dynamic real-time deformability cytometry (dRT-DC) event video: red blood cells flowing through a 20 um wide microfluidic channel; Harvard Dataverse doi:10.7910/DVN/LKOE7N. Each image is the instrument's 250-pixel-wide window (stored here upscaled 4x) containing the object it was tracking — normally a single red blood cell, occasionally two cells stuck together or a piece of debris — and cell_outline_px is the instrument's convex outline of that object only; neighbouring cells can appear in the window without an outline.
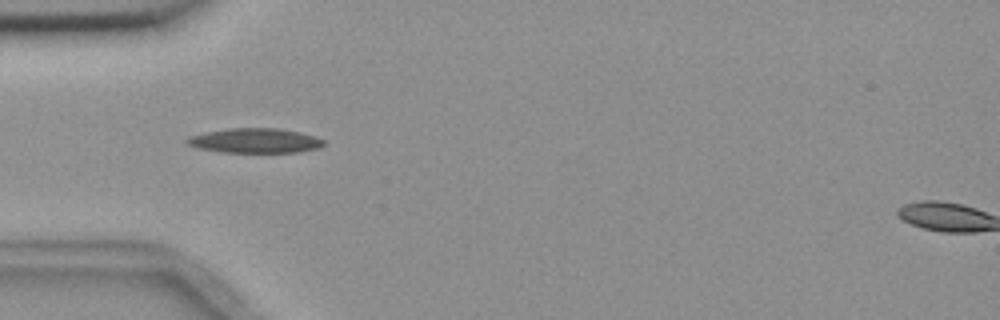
{"species": "common noctule bat (a hibernating species)", "species_latin": "Nyctalus noctula", "temperature_condition": "room temperature", "stored_images_in_passage": 8, "camera_frame_rate_fps": 3000, "um_per_image_px": 0.085, "animal": {"sex": "female", "body_mass_g": 18.4}, "frame": {"image": 1, "passage_image": 4, "time_ms": 4.667, "image_size_px": [1000, 320], "cell_outline_px": [[324, 144], [320, 148], [296, 152], [224, 152], [200, 148], [188, 144], [184, 140], [188, 136], [204, 132], [228, 128], [276, 128], [300, 132], [324, 140]], "centroid_in_image_um": [21.65, 11.95], "position_along_channel_um": 63.3, "area_um2": 19.54}}
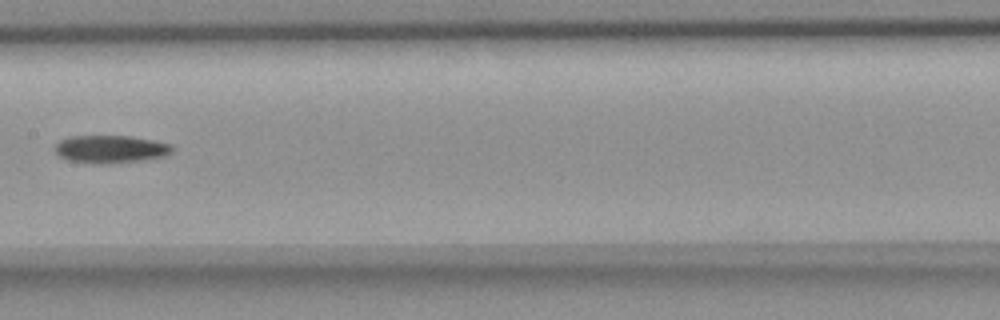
{"frame": {"image": 2, "passage_image": 7, "time_ms": 8.333, "image_size_px": [1000, 320], "cell_outline_px": [[176, 148], [172, 152], [164, 156], [140, 160], [68, 160], [60, 156], [56, 152], [56, 144], [60, 140], [68, 136], [132, 136], [172, 144]], "centroid_in_image_um": [9.47, 12.6], "position_along_channel_um": 197.9, "area_um2": 17.8}}
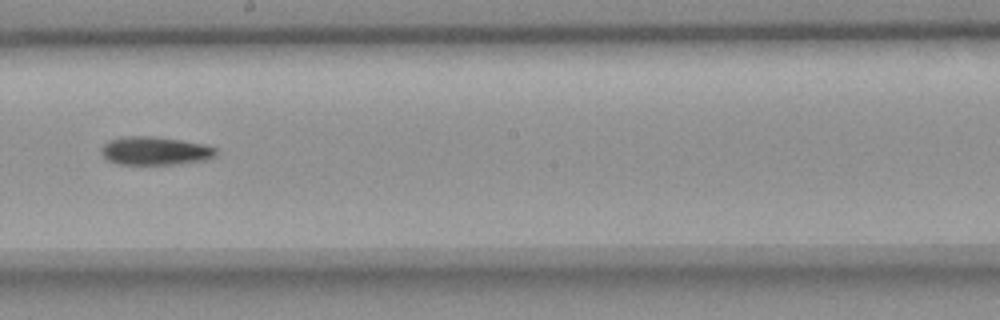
{"frame": {"image": 3, "passage_image": 8, "time_ms": 9.333, "image_size_px": [1000, 320], "cell_outline_px": [[216, 156], [204, 160], [172, 164], [120, 164], [108, 160], [100, 152], [100, 148], [108, 140], [128, 136], [156, 136], [204, 144], [216, 148]], "centroid_in_image_um": [13.16, 12.81], "position_along_channel_um": 235.0, "area_um2": 18.84}}